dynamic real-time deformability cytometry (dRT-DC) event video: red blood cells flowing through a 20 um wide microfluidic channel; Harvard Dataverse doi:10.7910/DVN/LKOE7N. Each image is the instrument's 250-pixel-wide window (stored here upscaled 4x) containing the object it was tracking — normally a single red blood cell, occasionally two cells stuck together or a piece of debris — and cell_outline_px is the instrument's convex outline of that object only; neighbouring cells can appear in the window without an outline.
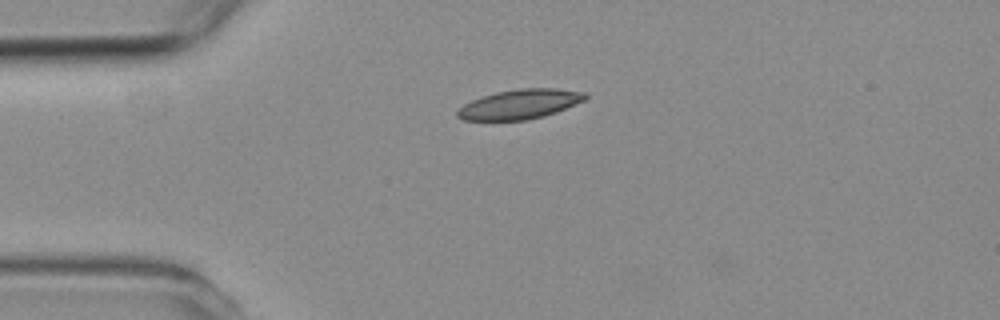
{"species": "common noctule bat (a hibernating species)", "species_latin": "Nyctalus noctula", "temperature_condition": "room temperature", "stored_images_in_passage": 5, "camera_frame_rate_fps": 3000, "um_per_image_px": 0.085, "animal": {"sex": "female", "body_mass_g": 19.3, "forearm_length_mm": 54.1}, "frame": {"image": 1, "passage_image": 1, "time_ms": 0.0, "image_size_px": [1000, 320], "cell_outline_px": [[588, 96], [584, 100], [556, 112], [544, 116], [524, 120], [464, 120], [456, 116], [456, 112], [464, 104], [472, 100], [496, 92], [520, 88], [556, 88], [588, 92]], "centroid_in_image_um": [44.21, 8.85], "position_along_channel_um": 40.8, "area_um2": 21.96}}
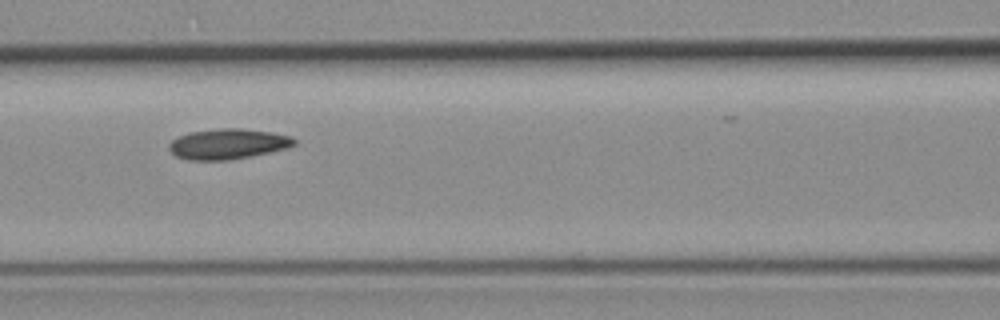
{"frame": {"image": 2, "passage_image": 4, "time_ms": 3.333, "image_size_px": [1000, 320], "cell_outline_px": [[296, 144], [288, 148], [252, 156], [228, 160], [188, 160], [176, 156], [168, 148], [168, 144], [172, 140], [188, 132], [220, 128], [240, 128], [272, 132], [292, 136], [296, 140]], "centroid_in_image_um": [19.39, 12.23], "position_along_channel_um": 147.2, "area_um2": 22.31}}
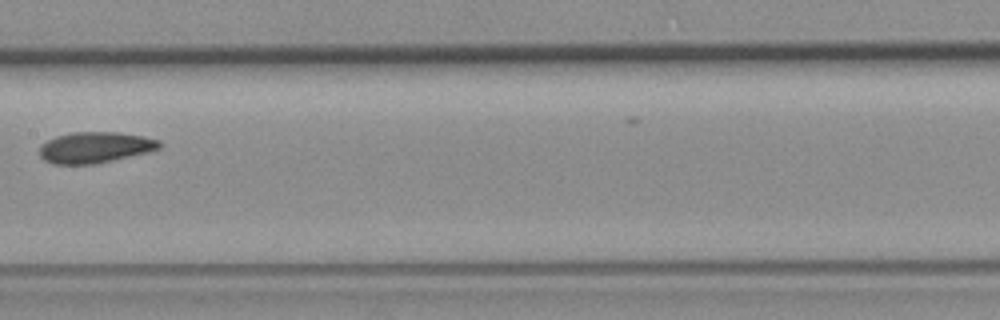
{"frame": {"image": 3, "passage_image": 5, "time_ms": 4.667, "image_size_px": [1000, 320], "cell_outline_px": [[160, 148], [148, 152], [112, 160], [92, 164], [52, 164], [44, 160], [40, 156], [40, 144], [56, 136], [72, 132], [120, 132], [144, 136], [160, 140]], "centroid_in_image_um": [8.07, 12.52], "position_along_channel_um": 199.3, "area_um2": 21.68}}